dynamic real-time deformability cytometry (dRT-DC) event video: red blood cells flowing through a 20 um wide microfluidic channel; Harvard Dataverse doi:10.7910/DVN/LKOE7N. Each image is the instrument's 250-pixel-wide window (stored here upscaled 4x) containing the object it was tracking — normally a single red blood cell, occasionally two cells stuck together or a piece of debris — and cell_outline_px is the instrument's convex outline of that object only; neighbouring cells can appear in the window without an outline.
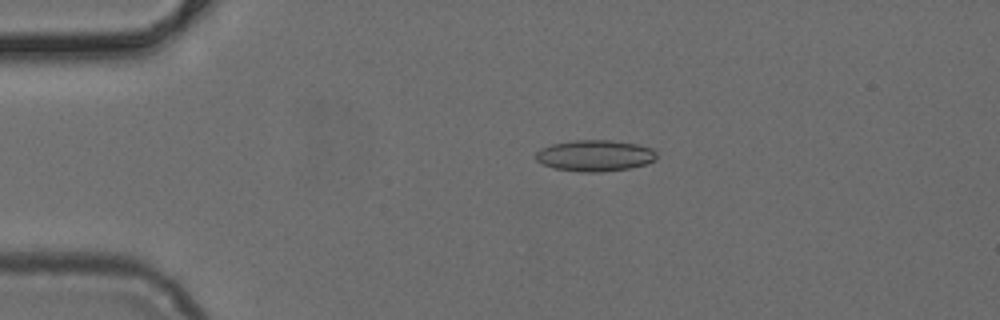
{"species": "common noctule bat (a hibernating species)", "species_latin": "Nyctalus noctula", "temperature_condition": "cold", "stored_images_in_passage": 50, "camera_frame_rate_fps": 3000, "um_per_image_px": 0.085, "animal": {"sex": "female", "body_mass_g": 24.6, "forearm_length_mm": 56.2}, "frame": {"image": 1, "passage_image": 11, "time_ms": 3.333, "image_size_px": [1000, 320], "cell_outline_px": [[656, 160], [644, 164], [628, 168], [600, 172], [580, 172], [552, 168], [536, 160], [536, 152], [540, 148], [552, 144], [576, 140], [612, 140], [636, 144], [652, 148], [656, 152]], "centroid_in_image_um": [50.55, 13.23], "position_along_channel_um": 34.4, "area_um2": 21.96}}
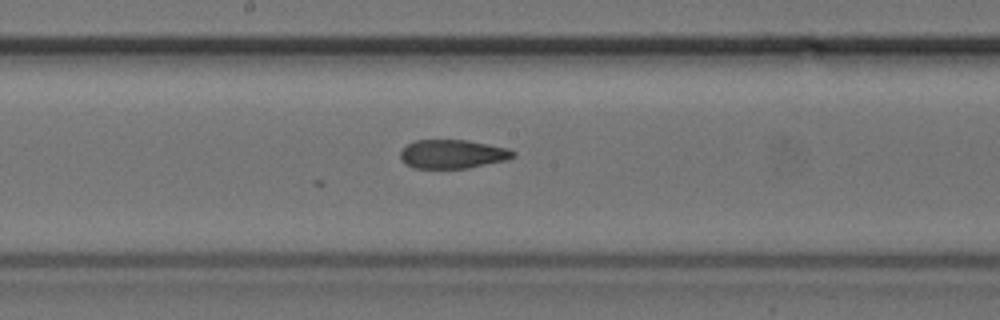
{"frame": {"image": 2, "passage_image": 27, "time_ms": 8.667, "image_size_px": [1000, 320], "cell_outline_px": [[516, 156], [508, 160], [468, 168], [412, 168], [404, 164], [400, 160], [400, 152], [408, 144], [416, 140], [468, 140], [508, 148], [516, 152]], "centroid_in_image_um": [38.48, 13.1], "position_along_channel_um": 209.7, "area_um2": 19.13}}
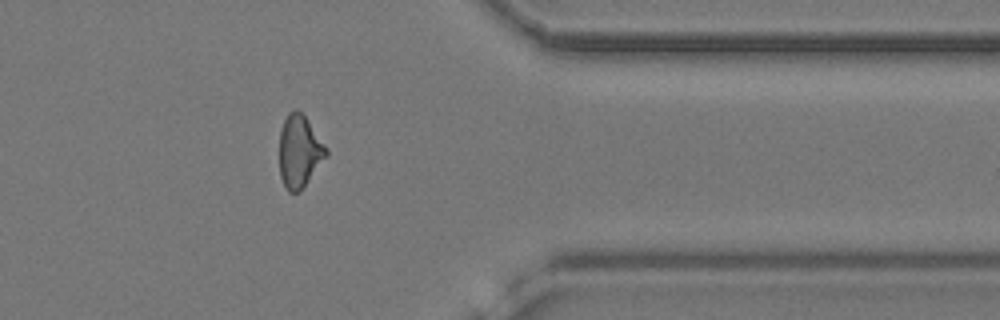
{"frame": {"image": 3, "passage_image": 41, "time_ms": 13.333, "image_size_px": [1000, 320], "cell_outline_px": [[328, 156], [300, 192], [288, 192], [280, 176], [280, 128], [288, 112], [292, 108], [296, 108], [308, 120], [328, 148]], "centroid_in_image_um": [25.47, 12.85], "position_along_channel_um": 385.9, "area_um2": 20.0}}